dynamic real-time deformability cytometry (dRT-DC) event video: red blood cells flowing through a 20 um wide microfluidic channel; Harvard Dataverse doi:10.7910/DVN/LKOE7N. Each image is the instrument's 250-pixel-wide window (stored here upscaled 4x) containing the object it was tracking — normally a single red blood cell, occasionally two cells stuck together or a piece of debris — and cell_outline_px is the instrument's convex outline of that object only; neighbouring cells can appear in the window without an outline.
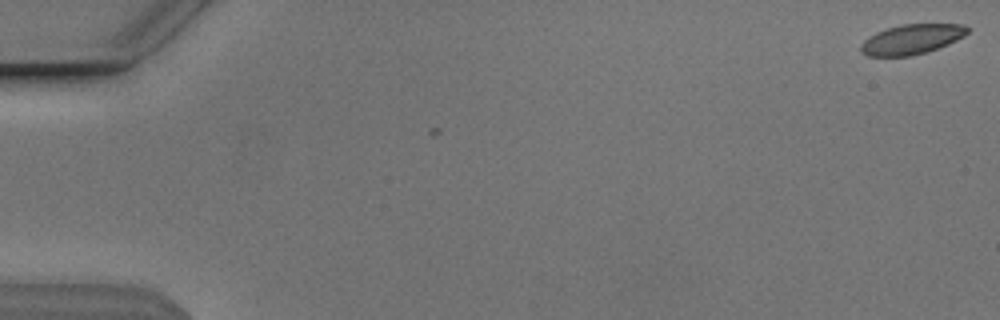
{"species": "Egyptian fruit bat (a non-hibernating species)", "species_latin": "Rousettus aegyptiacus", "temperature_condition": "cold", "stored_images_in_passage": 2, "camera_frame_rate_fps": 3000, "um_per_image_px": 0.085, "animal": {"sex": "male"}, "frame": {"image": 1, "passage_image": 2, "time_ms": 0.333, "image_size_px": [1000, 320], "cell_outline_px": [[968, 32], [964, 36], [948, 44], [924, 52], [908, 56], [868, 56], [860, 52], [860, 44], [868, 36], [876, 32], [888, 28], [904, 24], [964, 24], [968, 28]], "centroid_in_image_um": [77.46, 3.33], "position_along_channel_um": 7.5, "area_um2": 18.44}}